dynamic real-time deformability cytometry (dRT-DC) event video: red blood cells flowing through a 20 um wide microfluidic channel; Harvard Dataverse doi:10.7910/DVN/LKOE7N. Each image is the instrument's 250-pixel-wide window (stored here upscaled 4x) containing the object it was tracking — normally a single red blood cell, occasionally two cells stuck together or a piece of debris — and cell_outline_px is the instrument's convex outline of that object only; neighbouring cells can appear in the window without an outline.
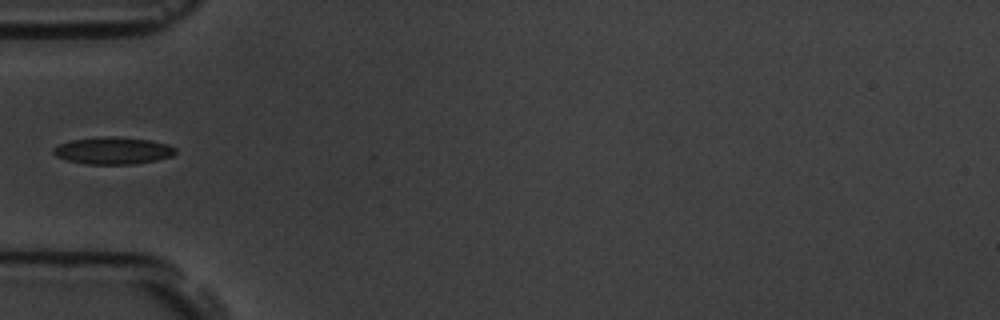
{"species": "common noctule bat (a hibernating species)", "species_latin": "Nyctalus noctula", "temperature_condition": "room temperature", "stored_images_in_passage": 6, "camera_frame_rate_fps": 3000, "um_per_image_px": 0.085, "animal": {"sex": "male", "body_mass_g": 19.5, "forearm_length_mm": 54.6}, "frame": {"image": 1, "passage_image": 6, "time_ms": 5.667, "image_size_px": [1000, 320], "cell_outline_px": [[176, 152], [172, 156], [156, 160], [132, 164], [84, 164], [68, 160], [56, 156], [52, 152], [52, 148], [60, 144], [72, 140], [108, 136], [112, 136], [152, 140], [176, 148]], "centroid_in_image_um": [9.59, 12.81], "position_along_channel_um": 75.4, "area_um2": 19.13}}